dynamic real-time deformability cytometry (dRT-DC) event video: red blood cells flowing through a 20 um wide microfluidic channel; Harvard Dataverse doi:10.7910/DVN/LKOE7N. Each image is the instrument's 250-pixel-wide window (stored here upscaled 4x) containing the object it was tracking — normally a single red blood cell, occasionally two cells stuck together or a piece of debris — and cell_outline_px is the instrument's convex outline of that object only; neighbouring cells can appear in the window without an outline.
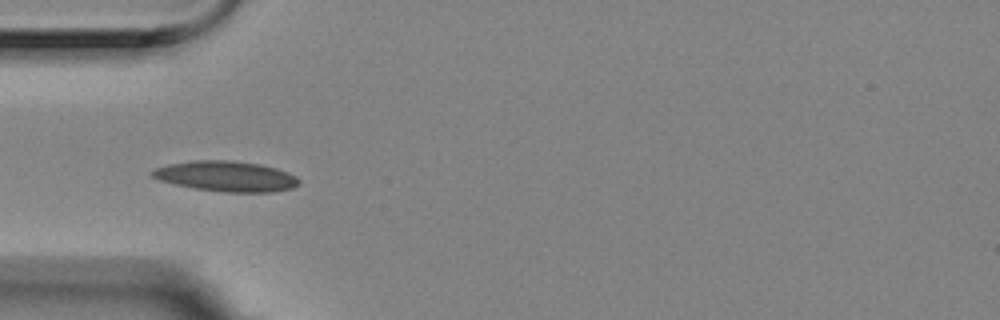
{"species": "Egyptian fruit bat (a non-hibernating species)", "species_latin": "Rousettus aegyptiacus", "temperature_condition": "room temperature", "stored_images_in_passage": 9, "camera_frame_rate_fps": 3000, "um_per_image_px": 0.085, "animal": {"sex": "female"}, "frame": {"image": 1, "passage_image": 1, "time_ms": 0.0, "image_size_px": [1000, 320], "cell_outline_px": [[300, 184], [292, 188], [272, 192], [224, 192], [196, 188], [172, 184], [160, 180], [152, 176], [148, 172], [156, 168], [168, 164], [192, 160], [232, 160], [260, 164], [276, 168], [288, 172], [296, 176], [300, 180]], "centroid_in_image_um": [19.22, 14.98], "position_along_channel_um": 65.8, "area_um2": 26.13}}
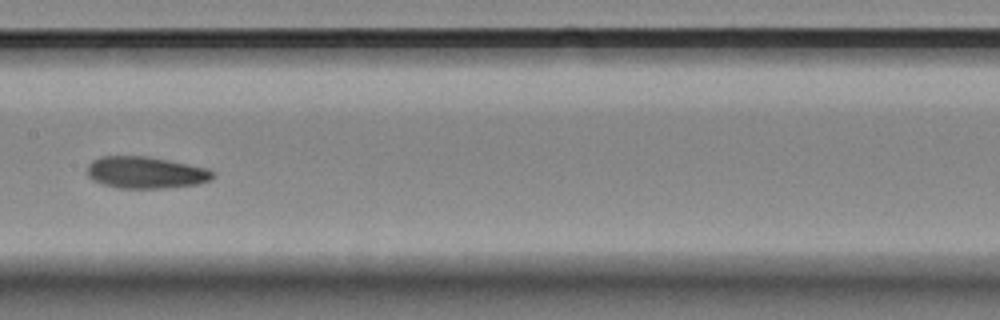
{"frame": {"image": 2, "passage_image": 4, "time_ms": 1.0, "image_size_px": [1000, 320], "cell_outline_px": [[216, 176], [212, 180], [196, 184], [160, 188], [120, 188], [104, 184], [92, 180], [88, 176], [88, 164], [92, 160], [100, 156], [148, 156], [208, 168], [216, 172]], "centroid_in_image_um": [12.41, 14.65], "position_along_channel_um": 195.0, "area_um2": 23.35}}
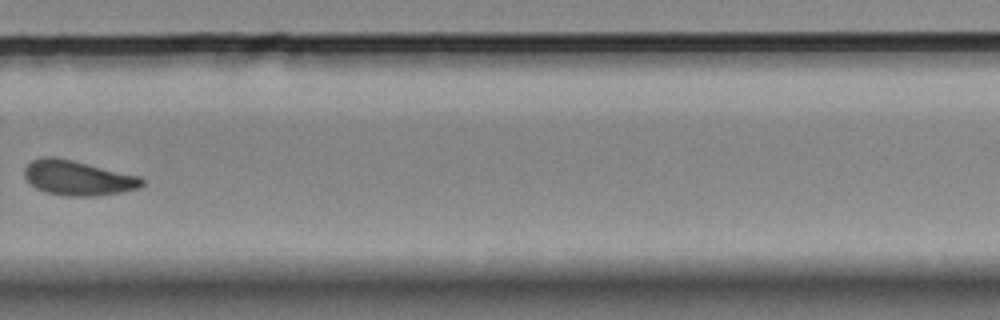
{"frame": {"image": 3, "passage_image": 7, "time_ms": 2.0, "image_size_px": [1000, 320], "cell_outline_px": [[144, 184], [140, 188], [120, 192], [96, 196], [64, 196], [44, 192], [36, 188], [24, 176], [24, 168], [32, 160], [44, 156], [52, 156], [72, 160], [140, 176], [144, 180]], "centroid_in_image_um": [6.62, 15.13], "position_along_channel_um": 323.2, "area_um2": 23.87}}